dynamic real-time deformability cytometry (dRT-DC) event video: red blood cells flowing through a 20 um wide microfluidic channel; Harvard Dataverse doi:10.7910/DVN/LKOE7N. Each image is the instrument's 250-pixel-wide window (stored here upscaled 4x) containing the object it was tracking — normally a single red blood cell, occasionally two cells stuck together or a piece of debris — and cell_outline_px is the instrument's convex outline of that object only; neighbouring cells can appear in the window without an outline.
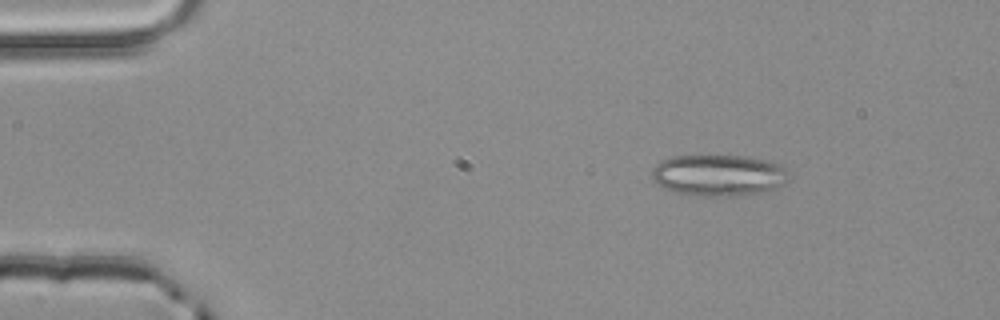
{"species": "common noctule bat (a hibernating species)", "species_latin": "Nyctalus noctula", "temperature_condition": "room temperature", "stored_images_in_passage": 3, "camera_frame_rate_fps": 3000, "um_per_image_px": 0.085, "animal": {"sex": "male", "body_mass_g": 20.4}, "frame": {"image": 1, "passage_image": 1, "time_ms": 0.0, "image_size_px": [1000, 320], "cell_outline_px": [[788, 180], [784, 184], [764, 192], [744, 196], [704, 196], [676, 192], [664, 188], [652, 176], [652, 168], [660, 160], [672, 156], [748, 156], [768, 160], [780, 164], [784, 168]], "centroid_in_image_um": [61.1, 14.89], "position_along_channel_um": 23.9, "area_um2": 33.06}}